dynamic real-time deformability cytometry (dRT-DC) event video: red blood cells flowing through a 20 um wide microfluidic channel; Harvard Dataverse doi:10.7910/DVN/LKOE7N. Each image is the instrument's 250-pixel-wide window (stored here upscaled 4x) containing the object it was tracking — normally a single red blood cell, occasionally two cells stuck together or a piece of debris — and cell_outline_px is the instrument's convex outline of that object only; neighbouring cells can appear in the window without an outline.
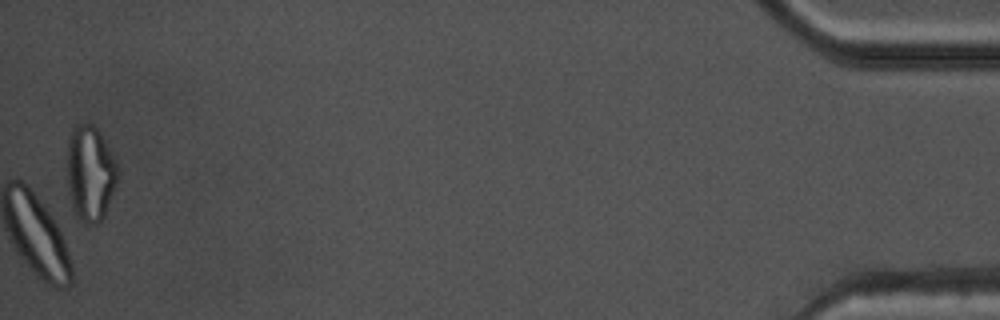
{"species": "common noctule bat (a hibernating species)", "species_latin": "Nyctalus noctula", "temperature_condition": "warm", "stored_images_in_passage": 51, "camera_frame_rate_fps": 3000, "um_per_image_px": 0.085, "animal": {"sex": "male", "body_mass_g": 17.5, "forearm_length_mm": 52.3}, "frame": {"image": 1, "passage_image": 51, "time_ms": 16.667, "image_size_px": [1000, 320], "cell_outline_px": [[120, 168], [104, 216], [96, 224], [84, 224], [76, 216], [72, 208], [68, 192], [68, 140], [72, 128], [76, 124], [92, 124], [100, 132]], "centroid_in_image_um": [7.66, 14.73], "position_along_channel_um": 427.5, "area_um2": 28.03}, "authors_computed_cell_mechanics": {"area_um2": 23.409, "velocity_mm_per_s": 3.7593, "shape_relaxation_time_tau1_ms": 3.881, "shape_relaxation_time_tau2_ms": 1.0623, "deformation_change_tau1": 0.12, "deformation_change_tau2": 0.0639}}